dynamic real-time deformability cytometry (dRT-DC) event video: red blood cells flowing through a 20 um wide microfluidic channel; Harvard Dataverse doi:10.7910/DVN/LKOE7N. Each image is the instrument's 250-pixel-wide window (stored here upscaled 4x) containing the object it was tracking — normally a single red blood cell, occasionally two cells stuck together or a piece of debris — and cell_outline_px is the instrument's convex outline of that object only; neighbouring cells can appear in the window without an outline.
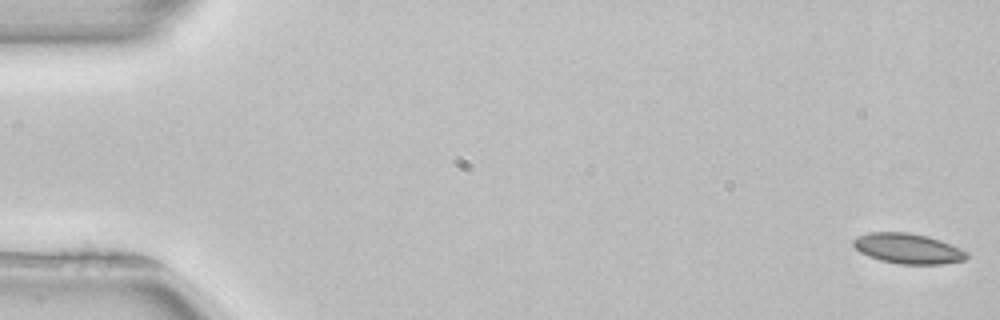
{"species": "common noctule bat (a hibernating species)", "species_latin": "Nyctalus noctula", "temperature_condition": "room temperature", "stored_images_in_passage": 52, "camera_frame_rate_fps": 3000, "um_per_image_px": 0.085, "animal": {"sex": "female", "body_mass_g": 22.7, "forearm_length_mm": 54.2}, "frame": {"image": 1, "passage_image": 1, "time_ms": 0.0, "image_size_px": [1000, 320], "cell_outline_px": [[968, 256], [964, 260], [944, 264], [900, 264], [880, 260], [868, 256], [860, 252], [852, 244], [852, 240], [856, 236], [868, 232], [908, 232], [928, 236], [940, 240], [960, 248], [968, 252]], "centroid_in_image_um": [77.16, 21.12], "position_along_channel_um": 7.8, "area_um2": 20.11}}
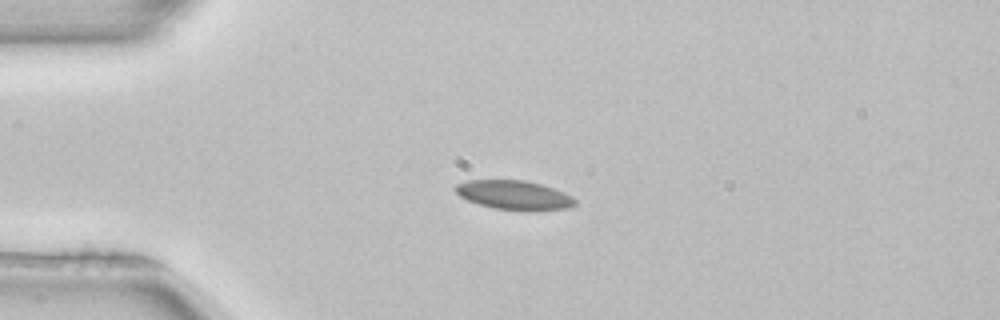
{"frame": {"image": 2, "passage_image": 13, "time_ms": 4.0, "image_size_px": [1000, 320], "cell_outline_px": [[576, 204], [568, 208], [536, 212], [524, 212], [492, 208], [468, 200], [460, 196], [456, 192], [456, 184], [468, 180], [524, 180], [540, 184], [564, 192], [572, 196], [576, 200]], "centroid_in_image_um": [43.75, 16.61], "position_along_channel_um": 41.3, "area_um2": 20.63}}
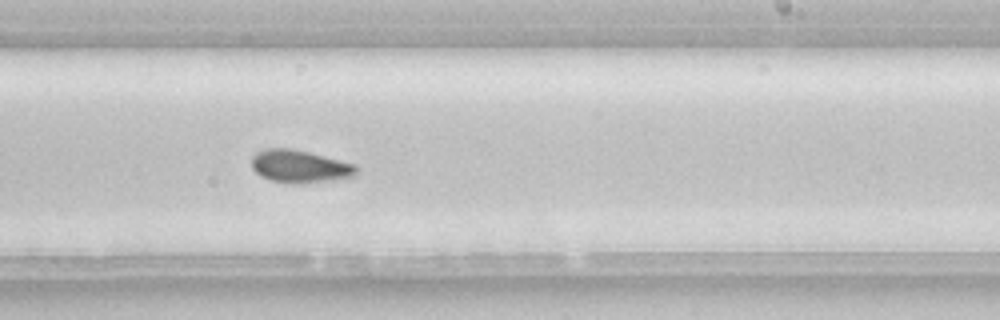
{"frame": {"image": 3, "passage_image": 32, "time_ms": 10.333, "image_size_px": [1000, 320], "cell_outline_px": [[356, 176], [300, 184], [272, 180], [260, 176], [252, 168], [252, 156], [256, 152], [264, 148], [292, 148], [356, 164]], "centroid_in_image_um": [25.45, 14.13], "position_along_channel_um": 263.5, "area_um2": 19.83}, "authors_computed_cell_mechanics": {"area_um2": 19.9121, "velocity_mm_per_s": 3.9273, "shape_relaxation_time_tau1_ms": 3.8378, "shape_relaxation_time_tau2_ms": null, "deformation_change_tau1": 0.0849, "deformation_change_tau2": null}}